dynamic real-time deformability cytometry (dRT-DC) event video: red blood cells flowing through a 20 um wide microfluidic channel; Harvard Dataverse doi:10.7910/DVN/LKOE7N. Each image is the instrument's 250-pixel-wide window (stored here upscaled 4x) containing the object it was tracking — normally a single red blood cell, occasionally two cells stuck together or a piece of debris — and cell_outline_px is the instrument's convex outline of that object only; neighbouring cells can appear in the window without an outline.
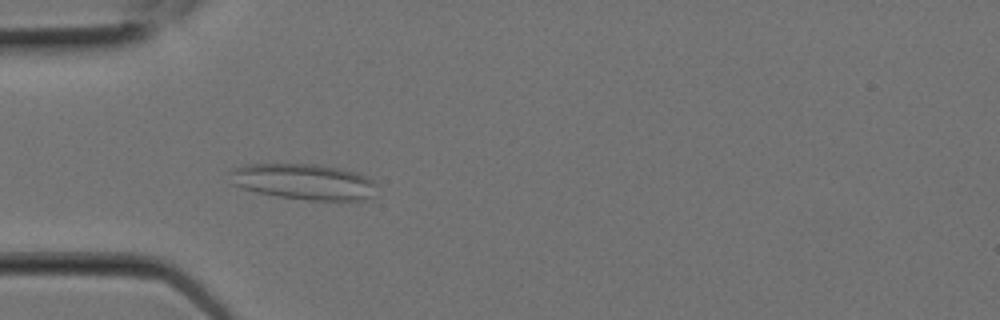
{"species": "Egyptian fruit bat (a non-hibernating species)", "species_latin": "Rousettus aegyptiacus", "temperature_condition": "room temperature", "stored_images_in_passage": 7, "camera_frame_rate_fps": 3000, "um_per_image_px": 0.085, "animal": {"sex": "female"}, "frame": {"image": 1, "passage_image": 7, "time_ms": 2.0, "image_size_px": [1000, 320], "cell_outline_px": [[376, 184], [372, 196], [368, 200], [308, 200], [276, 196], [256, 192], [232, 184], [228, 172], [228, 168], [244, 164], [316, 164], [340, 168], [360, 172], [368, 176]], "centroid_in_image_um": [25.79, 15.43], "position_along_channel_um": 59.2, "area_um2": 31.15}}